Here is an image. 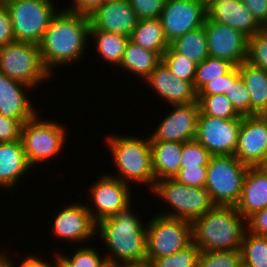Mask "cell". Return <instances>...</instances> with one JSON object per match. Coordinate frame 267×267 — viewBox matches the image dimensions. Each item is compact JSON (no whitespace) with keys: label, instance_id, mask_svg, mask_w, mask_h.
I'll return each mask as SVG.
<instances>
[{"label":"cell","instance_id":"44dd1931","mask_svg":"<svg viewBox=\"0 0 267 267\" xmlns=\"http://www.w3.org/2000/svg\"><path fill=\"white\" fill-rule=\"evenodd\" d=\"M210 20L239 30L248 38L264 28L241 0H218L206 8Z\"/></svg>","mask_w":267,"mask_h":267},{"label":"cell","instance_id":"4fadbf2b","mask_svg":"<svg viewBox=\"0 0 267 267\" xmlns=\"http://www.w3.org/2000/svg\"><path fill=\"white\" fill-rule=\"evenodd\" d=\"M91 187L89 188L91 203H88L91 207L88 204L86 207L96 223L113 216L132 201L130 189L132 187L106 173L94 181Z\"/></svg>","mask_w":267,"mask_h":267},{"label":"cell","instance_id":"9c48e42d","mask_svg":"<svg viewBox=\"0 0 267 267\" xmlns=\"http://www.w3.org/2000/svg\"><path fill=\"white\" fill-rule=\"evenodd\" d=\"M0 72L33 88L51 77L42 62L39 45L30 42L14 41L0 48Z\"/></svg>","mask_w":267,"mask_h":267},{"label":"cell","instance_id":"cb8c5ba5","mask_svg":"<svg viewBox=\"0 0 267 267\" xmlns=\"http://www.w3.org/2000/svg\"><path fill=\"white\" fill-rule=\"evenodd\" d=\"M155 181L174 178L181 168L182 143L150 141Z\"/></svg>","mask_w":267,"mask_h":267},{"label":"cell","instance_id":"1f68e13d","mask_svg":"<svg viewBox=\"0 0 267 267\" xmlns=\"http://www.w3.org/2000/svg\"><path fill=\"white\" fill-rule=\"evenodd\" d=\"M199 111L204 115L223 119H241L224 94L197 96Z\"/></svg>","mask_w":267,"mask_h":267},{"label":"cell","instance_id":"db71d44e","mask_svg":"<svg viewBox=\"0 0 267 267\" xmlns=\"http://www.w3.org/2000/svg\"><path fill=\"white\" fill-rule=\"evenodd\" d=\"M262 116L266 119V121H267V112L266 113H264V114H262Z\"/></svg>","mask_w":267,"mask_h":267},{"label":"cell","instance_id":"2e32d148","mask_svg":"<svg viewBox=\"0 0 267 267\" xmlns=\"http://www.w3.org/2000/svg\"><path fill=\"white\" fill-rule=\"evenodd\" d=\"M97 223L93 220L86 204H67L56 214L53 221V234L56 239L81 244L96 236ZM88 240V241H87Z\"/></svg>","mask_w":267,"mask_h":267},{"label":"cell","instance_id":"f907efd6","mask_svg":"<svg viewBox=\"0 0 267 267\" xmlns=\"http://www.w3.org/2000/svg\"><path fill=\"white\" fill-rule=\"evenodd\" d=\"M0 267H10L9 263L0 255Z\"/></svg>","mask_w":267,"mask_h":267},{"label":"cell","instance_id":"4316f807","mask_svg":"<svg viewBox=\"0 0 267 267\" xmlns=\"http://www.w3.org/2000/svg\"><path fill=\"white\" fill-rule=\"evenodd\" d=\"M129 39L147 50L158 53L161 57L170 45L160 18L139 20Z\"/></svg>","mask_w":267,"mask_h":267},{"label":"cell","instance_id":"ee69618b","mask_svg":"<svg viewBox=\"0 0 267 267\" xmlns=\"http://www.w3.org/2000/svg\"><path fill=\"white\" fill-rule=\"evenodd\" d=\"M22 125L0 114V143L20 140Z\"/></svg>","mask_w":267,"mask_h":267},{"label":"cell","instance_id":"681fc988","mask_svg":"<svg viewBox=\"0 0 267 267\" xmlns=\"http://www.w3.org/2000/svg\"><path fill=\"white\" fill-rule=\"evenodd\" d=\"M123 267H153L150 261L133 262V263H123Z\"/></svg>","mask_w":267,"mask_h":267},{"label":"cell","instance_id":"f6af8a7d","mask_svg":"<svg viewBox=\"0 0 267 267\" xmlns=\"http://www.w3.org/2000/svg\"><path fill=\"white\" fill-rule=\"evenodd\" d=\"M247 231L260 236H267V207L253 213L246 219Z\"/></svg>","mask_w":267,"mask_h":267},{"label":"cell","instance_id":"5b68a950","mask_svg":"<svg viewBox=\"0 0 267 267\" xmlns=\"http://www.w3.org/2000/svg\"><path fill=\"white\" fill-rule=\"evenodd\" d=\"M151 194L171 206L170 211L158 214L191 223L216 206L205 187L188 186L173 178L156 181Z\"/></svg>","mask_w":267,"mask_h":267},{"label":"cell","instance_id":"d4e9b609","mask_svg":"<svg viewBox=\"0 0 267 267\" xmlns=\"http://www.w3.org/2000/svg\"><path fill=\"white\" fill-rule=\"evenodd\" d=\"M161 62L162 57L158 53L147 50L129 39L119 67L138 76L145 83Z\"/></svg>","mask_w":267,"mask_h":267},{"label":"cell","instance_id":"d6986e66","mask_svg":"<svg viewBox=\"0 0 267 267\" xmlns=\"http://www.w3.org/2000/svg\"><path fill=\"white\" fill-rule=\"evenodd\" d=\"M32 89L33 87L12 80L0 72V114L17 120L21 125L40 114L36 112L26 93Z\"/></svg>","mask_w":267,"mask_h":267},{"label":"cell","instance_id":"603a6c76","mask_svg":"<svg viewBox=\"0 0 267 267\" xmlns=\"http://www.w3.org/2000/svg\"><path fill=\"white\" fill-rule=\"evenodd\" d=\"M30 169L21 139L0 143V189L11 190Z\"/></svg>","mask_w":267,"mask_h":267},{"label":"cell","instance_id":"5bb4252c","mask_svg":"<svg viewBox=\"0 0 267 267\" xmlns=\"http://www.w3.org/2000/svg\"><path fill=\"white\" fill-rule=\"evenodd\" d=\"M208 54L239 66L247 60L248 37L239 30L210 20L204 22Z\"/></svg>","mask_w":267,"mask_h":267},{"label":"cell","instance_id":"f35d334b","mask_svg":"<svg viewBox=\"0 0 267 267\" xmlns=\"http://www.w3.org/2000/svg\"><path fill=\"white\" fill-rule=\"evenodd\" d=\"M211 156L196 140L182 143L181 166H207Z\"/></svg>","mask_w":267,"mask_h":267},{"label":"cell","instance_id":"b9f144b4","mask_svg":"<svg viewBox=\"0 0 267 267\" xmlns=\"http://www.w3.org/2000/svg\"><path fill=\"white\" fill-rule=\"evenodd\" d=\"M239 73L238 66H235L228 74L218 77L215 80L204 85L198 92L197 96H209L214 94L227 93L229 82Z\"/></svg>","mask_w":267,"mask_h":267},{"label":"cell","instance_id":"30bf717a","mask_svg":"<svg viewBox=\"0 0 267 267\" xmlns=\"http://www.w3.org/2000/svg\"><path fill=\"white\" fill-rule=\"evenodd\" d=\"M145 223L147 261L174 254L192 242V224L189 221L157 214Z\"/></svg>","mask_w":267,"mask_h":267},{"label":"cell","instance_id":"8992f818","mask_svg":"<svg viewBox=\"0 0 267 267\" xmlns=\"http://www.w3.org/2000/svg\"><path fill=\"white\" fill-rule=\"evenodd\" d=\"M40 118L37 114L21 127L20 139L29 165L33 168L40 162L59 156L67 141L65 125L55 120Z\"/></svg>","mask_w":267,"mask_h":267},{"label":"cell","instance_id":"e0dca14e","mask_svg":"<svg viewBox=\"0 0 267 267\" xmlns=\"http://www.w3.org/2000/svg\"><path fill=\"white\" fill-rule=\"evenodd\" d=\"M170 106L173 107L170 110L172 112L162 119L155 132L149 136L150 141L184 143L195 140L200 112L198 102Z\"/></svg>","mask_w":267,"mask_h":267},{"label":"cell","instance_id":"d590c367","mask_svg":"<svg viewBox=\"0 0 267 267\" xmlns=\"http://www.w3.org/2000/svg\"><path fill=\"white\" fill-rule=\"evenodd\" d=\"M197 267H242L240 250L201 252Z\"/></svg>","mask_w":267,"mask_h":267},{"label":"cell","instance_id":"bcb514c9","mask_svg":"<svg viewBox=\"0 0 267 267\" xmlns=\"http://www.w3.org/2000/svg\"><path fill=\"white\" fill-rule=\"evenodd\" d=\"M0 255L9 263L10 267H57L58 265V254L56 255L55 258V262L54 264L50 263L49 260H44L40 258H38L35 255L32 256H27L24 257V259L22 260V262L19 264V266H15V262L12 260L11 257H9L7 252H0Z\"/></svg>","mask_w":267,"mask_h":267},{"label":"cell","instance_id":"836d02e7","mask_svg":"<svg viewBox=\"0 0 267 267\" xmlns=\"http://www.w3.org/2000/svg\"><path fill=\"white\" fill-rule=\"evenodd\" d=\"M162 62L175 77L194 85L197 65L189 58L178 54L169 46L162 56Z\"/></svg>","mask_w":267,"mask_h":267},{"label":"cell","instance_id":"7dc6e473","mask_svg":"<svg viewBox=\"0 0 267 267\" xmlns=\"http://www.w3.org/2000/svg\"><path fill=\"white\" fill-rule=\"evenodd\" d=\"M251 11L257 22L267 28V0H241Z\"/></svg>","mask_w":267,"mask_h":267},{"label":"cell","instance_id":"ba28073f","mask_svg":"<svg viewBox=\"0 0 267 267\" xmlns=\"http://www.w3.org/2000/svg\"><path fill=\"white\" fill-rule=\"evenodd\" d=\"M248 168L234 155L211 156L205 189L216 205L235 206L238 203Z\"/></svg>","mask_w":267,"mask_h":267},{"label":"cell","instance_id":"c3c4849f","mask_svg":"<svg viewBox=\"0 0 267 267\" xmlns=\"http://www.w3.org/2000/svg\"><path fill=\"white\" fill-rule=\"evenodd\" d=\"M106 0H73L65 9L89 15Z\"/></svg>","mask_w":267,"mask_h":267},{"label":"cell","instance_id":"60d3db41","mask_svg":"<svg viewBox=\"0 0 267 267\" xmlns=\"http://www.w3.org/2000/svg\"><path fill=\"white\" fill-rule=\"evenodd\" d=\"M139 20L160 18L165 0H129Z\"/></svg>","mask_w":267,"mask_h":267},{"label":"cell","instance_id":"8fae6325","mask_svg":"<svg viewBox=\"0 0 267 267\" xmlns=\"http://www.w3.org/2000/svg\"><path fill=\"white\" fill-rule=\"evenodd\" d=\"M241 119H223L199 112L195 140L212 156L234 155Z\"/></svg>","mask_w":267,"mask_h":267},{"label":"cell","instance_id":"8d00e7d4","mask_svg":"<svg viewBox=\"0 0 267 267\" xmlns=\"http://www.w3.org/2000/svg\"><path fill=\"white\" fill-rule=\"evenodd\" d=\"M240 116H251V99L247 87L238 73L224 94Z\"/></svg>","mask_w":267,"mask_h":267},{"label":"cell","instance_id":"ac0fdd59","mask_svg":"<svg viewBox=\"0 0 267 267\" xmlns=\"http://www.w3.org/2000/svg\"><path fill=\"white\" fill-rule=\"evenodd\" d=\"M90 25L99 30L130 37L138 17L129 0H106L89 14Z\"/></svg>","mask_w":267,"mask_h":267},{"label":"cell","instance_id":"3957f363","mask_svg":"<svg viewBox=\"0 0 267 267\" xmlns=\"http://www.w3.org/2000/svg\"><path fill=\"white\" fill-rule=\"evenodd\" d=\"M191 224L192 241L201 252L240 250L247 230L235 206L216 205Z\"/></svg>","mask_w":267,"mask_h":267},{"label":"cell","instance_id":"9a60e30c","mask_svg":"<svg viewBox=\"0 0 267 267\" xmlns=\"http://www.w3.org/2000/svg\"><path fill=\"white\" fill-rule=\"evenodd\" d=\"M234 156L248 167L267 166V121L262 115L242 116Z\"/></svg>","mask_w":267,"mask_h":267},{"label":"cell","instance_id":"83f0119b","mask_svg":"<svg viewBox=\"0 0 267 267\" xmlns=\"http://www.w3.org/2000/svg\"><path fill=\"white\" fill-rule=\"evenodd\" d=\"M93 38L97 53L107 63L119 66L129 37L95 29L90 25L89 39Z\"/></svg>","mask_w":267,"mask_h":267},{"label":"cell","instance_id":"4dcf8cb0","mask_svg":"<svg viewBox=\"0 0 267 267\" xmlns=\"http://www.w3.org/2000/svg\"><path fill=\"white\" fill-rule=\"evenodd\" d=\"M234 67L229 61L211 56L207 57L196 66L195 91L198 92L207 83L228 74Z\"/></svg>","mask_w":267,"mask_h":267},{"label":"cell","instance_id":"7402d4cb","mask_svg":"<svg viewBox=\"0 0 267 267\" xmlns=\"http://www.w3.org/2000/svg\"><path fill=\"white\" fill-rule=\"evenodd\" d=\"M236 210L247 219L267 207V166L249 167Z\"/></svg>","mask_w":267,"mask_h":267},{"label":"cell","instance_id":"7c38bea8","mask_svg":"<svg viewBox=\"0 0 267 267\" xmlns=\"http://www.w3.org/2000/svg\"><path fill=\"white\" fill-rule=\"evenodd\" d=\"M206 16L202 0H165L160 20L168 43L202 27Z\"/></svg>","mask_w":267,"mask_h":267},{"label":"cell","instance_id":"74e56055","mask_svg":"<svg viewBox=\"0 0 267 267\" xmlns=\"http://www.w3.org/2000/svg\"><path fill=\"white\" fill-rule=\"evenodd\" d=\"M249 64L267 73V29L248 38L247 60Z\"/></svg>","mask_w":267,"mask_h":267},{"label":"cell","instance_id":"7bdbcfd3","mask_svg":"<svg viewBox=\"0 0 267 267\" xmlns=\"http://www.w3.org/2000/svg\"><path fill=\"white\" fill-rule=\"evenodd\" d=\"M15 41L9 10L0 1V48Z\"/></svg>","mask_w":267,"mask_h":267},{"label":"cell","instance_id":"277c9868","mask_svg":"<svg viewBox=\"0 0 267 267\" xmlns=\"http://www.w3.org/2000/svg\"><path fill=\"white\" fill-rule=\"evenodd\" d=\"M111 152L112 162L116 166L115 173L108 174L122 182L131 185L145 184L152 191L155 186V176L152 167V154L150 139L130 135H110L105 139Z\"/></svg>","mask_w":267,"mask_h":267},{"label":"cell","instance_id":"f5cc1de1","mask_svg":"<svg viewBox=\"0 0 267 267\" xmlns=\"http://www.w3.org/2000/svg\"><path fill=\"white\" fill-rule=\"evenodd\" d=\"M104 267H123L122 264H112V263H106Z\"/></svg>","mask_w":267,"mask_h":267},{"label":"cell","instance_id":"ffe728a7","mask_svg":"<svg viewBox=\"0 0 267 267\" xmlns=\"http://www.w3.org/2000/svg\"><path fill=\"white\" fill-rule=\"evenodd\" d=\"M154 89L158 97L169 105L190 104L197 101V92L194 85L188 81H183L161 62L155 70L145 80Z\"/></svg>","mask_w":267,"mask_h":267},{"label":"cell","instance_id":"d6a6232c","mask_svg":"<svg viewBox=\"0 0 267 267\" xmlns=\"http://www.w3.org/2000/svg\"><path fill=\"white\" fill-rule=\"evenodd\" d=\"M74 251L73 256L58 254L57 267H104L107 263L106 257L101 256L94 246H83Z\"/></svg>","mask_w":267,"mask_h":267},{"label":"cell","instance_id":"816d5d0a","mask_svg":"<svg viewBox=\"0 0 267 267\" xmlns=\"http://www.w3.org/2000/svg\"><path fill=\"white\" fill-rule=\"evenodd\" d=\"M202 1L204 3L205 7L207 8L210 4H212L218 0H202Z\"/></svg>","mask_w":267,"mask_h":267},{"label":"cell","instance_id":"52a82bcc","mask_svg":"<svg viewBox=\"0 0 267 267\" xmlns=\"http://www.w3.org/2000/svg\"><path fill=\"white\" fill-rule=\"evenodd\" d=\"M10 12L15 41L39 45L59 11L53 0H0Z\"/></svg>","mask_w":267,"mask_h":267},{"label":"cell","instance_id":"6da1fadb","mask_svg":"<svg viewBox=\"0 0 267 267\" xmlns=\"http://www.w3.org/2000/svg\"><path fill=\"white\" fill-rule=\"evenodd\" d=\"M89 29V15L67 9L55 14L39 43L42 62L51 74L54 68L78 64L84 58Z\"/></svg>","mask_w":267,"mask_h":267},{"label":"cell","instance_id":"f546056e","mask_svg":"<svg viewBox=\"0 0 267 267\" xmlns=\"http://www.w3.org/2000/svg\"><path fill=\"white\" fill-rule=\"evenodd\" d=\"M242 267H267V236L246 230L241 243Z\"/></svg>","mask_w":267,"mask_h":267},{"label":"cell","instance_id":"ab89813d","mask_svg":"<svg viewBox=\"0 0 267 267\" xmlns=\"http://www.w3.org/2000/svg\"><path fill=\"white\" fill-rule=\"evenodd\" d=\"M173 179L188 186L205 187L207 166H181Z\"/></svg>","mask_w":267,"mask_h":267},{"label":"cell","instance_id":"e575fe53","mask_svg":"<svg viewBox=\"0 0 267 267\" xmlns=\"http://www.w3.org/2000/svg\"><path fill=\"white\" fill-rule=\"evenodd\" d=\"M201 251L192 241L188 246L159 259L151 261L153 267H197L198 258Z\"/></svg>","mask_w":267,"mask_h":267},{"label":"cell","instance_id":"484cf974","mask_svg":"<svg viewBox=\"0 0 267 267\" xmlns=\"http://www.w3.org/2000/svg\"><path fill=\"white\" fill-rule=\"evenodd\" d=\"M239 74L248 89L251 99V115H262L267 112V73L258 67L242 62Z\"/></svg>","mask_w":267,"mask_h":267},{"label":"cell","instance_id":"f1b7e54d","mask_svg":"<svg viewBox=\"0 0 267 267\" xmlns=\"http://www.w3.org/2000/svg\"><path fill=\"white\" fill-rule=\"evenodd\" d=\"M175 52L189 58L196 65L209 57L204 26L187 32L169 45Z\"/></svg>","mask_w":267,"mask_h":267},{"label":"cell","instance_id":"7a4b0ae2","mask_svg":"<svg viewBox=\"0 0 267 267\" xmlns=\"http://www.w3.org/2000/svg\"><path fill=\"white\" fill-rule=\"evenodd\" d=\"M132 202L113 216L97 223L96 236L105 243L108 263L123 264L146 260L147 225L131 210Z\"/></svg>","mask_w":267,"mask_h":267}]
</instances>
